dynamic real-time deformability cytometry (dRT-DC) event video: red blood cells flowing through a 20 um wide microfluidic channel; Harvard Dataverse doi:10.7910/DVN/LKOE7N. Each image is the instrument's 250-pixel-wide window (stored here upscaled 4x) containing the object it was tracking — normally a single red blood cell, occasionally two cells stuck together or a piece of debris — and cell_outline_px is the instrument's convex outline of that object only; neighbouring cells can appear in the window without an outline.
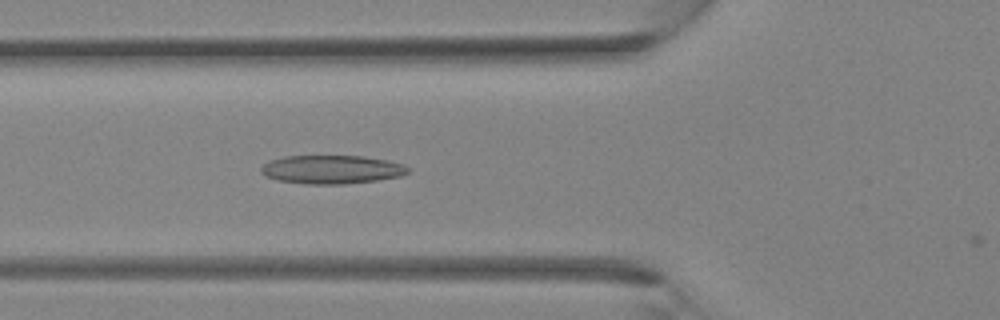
{"species": "Egyptian fruit bat (a non-hibernating species)", "species_latin": "Rousettus aegyptiacus", "temperature_condition": "room temperature", "stored_images_in_passage": 13, "camera_frame_rate_fps": 3000, "um_per_image_px": 0.085, "animal": {"sex": "female"}, "frame": {"image": 1, "passage_image": 12, "time_ms": 3.667, "image_size_px": [1000, 320], "cell_outline_px": [[412, 168], [408, 172], [400, 176], [376, 180], [344, 184], [304, 184], [276, 180], [264, 176], [260, 172], [260, 168], [268, 160], [284, 156], [364, 156], [388, 160], [404, 164]], "centroid_in_image_um": [28.17, 14.4], "position_along_channel_um": 97.6, "area_um2": 24.74}}